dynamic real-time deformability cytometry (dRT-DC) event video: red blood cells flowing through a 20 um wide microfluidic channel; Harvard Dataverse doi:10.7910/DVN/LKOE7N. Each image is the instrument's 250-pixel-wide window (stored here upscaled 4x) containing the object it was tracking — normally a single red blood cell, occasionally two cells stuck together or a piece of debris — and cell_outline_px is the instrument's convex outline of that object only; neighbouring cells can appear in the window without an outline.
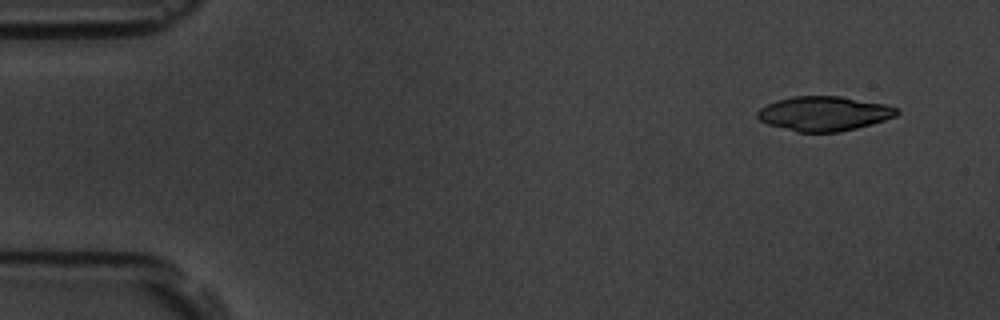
{"species": "common noctule bat (a hibernating species)", "species_latin": "Nyctalus noctula", "temperature_condition": "room temperature", "stored_images_in_passage": 4, "camera_frame_rate_fps": 3000, "um_per_image_px": 0.085, "animal": {"sex": "male", "body_mass_g": 19.5, "forearm_length_mm": 54.6}, "frame": {"image": 1, "passage_image": 1, "time_ms": 0.0, "image_size_px": [1000, 320], "cell_outline_px": [[900, 112], [896, 116], [872, 124], [840, 132], [796, 132], [768, 124], [760, 120], [756, 116], [756, 112], [760, 108], [776, 100], [792, 96], [840, 96], [884, 104], [900, 108]], "centroid_in_image_um": [70.04, 9.65], "position_along_channel_um": 15.0, "area_um2": 28.15}}